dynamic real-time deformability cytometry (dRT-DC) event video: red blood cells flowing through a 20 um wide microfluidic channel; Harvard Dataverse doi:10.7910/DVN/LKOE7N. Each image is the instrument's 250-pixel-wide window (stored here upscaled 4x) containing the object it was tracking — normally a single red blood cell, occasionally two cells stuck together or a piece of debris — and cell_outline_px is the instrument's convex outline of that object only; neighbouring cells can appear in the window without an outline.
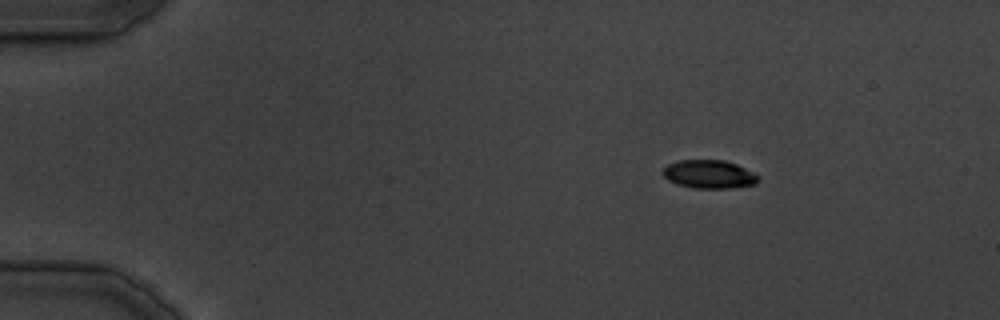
{"species": "common noctule bat (a hibernating species)", "species_latin": "Nyctalus noctula", "temperature_condition": "cold", "stored_images_in_passage": 30, "camera_frame_rate_fps": 3000, "um_per_image_px": 0.085, "animal": {"sex": "male", "body_mass_g": 19.5, "forearm_length_mm": 54.6}, "frame": {"image": 1, "passage_image": 1, "time_ms": 0.0, "image_size_px": [1000, 320], "cell_outline_px": [[760, 180], [756, 184], [728, 188], [692, 188], [676, 184], [668, 180], [664, 176], [664, 168], [668, 164], [680, 160], [724, 160], [736, 164], [756, 172], [760, 176]], "centroid_in_image_um": [60.33, 14.81], "position_along_channel_um": 24.7, "area_um2": 15.9}}
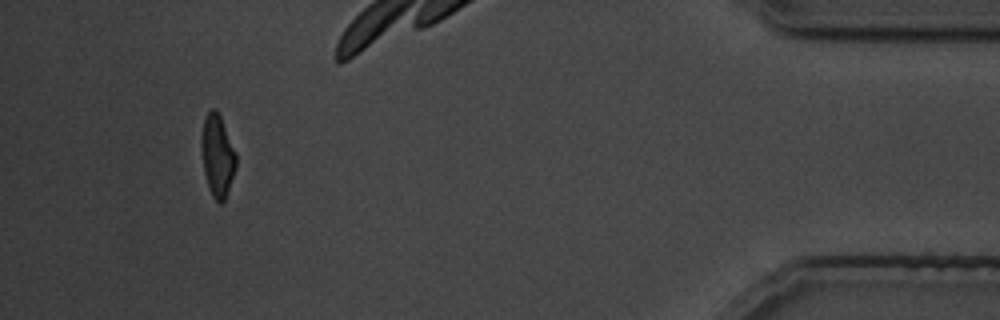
{"frame": {"image": 2, "passage_image": 28, "time_ms": 36.667, "image_size_px": [1000, 320], "cell_outline_px": [[236, 168], [224, 200], [220, 204], [212, 196], [204, 172], [200, 140], [200, 136], [204, 120], [208, 112], [212, 108], [216, 108], [220, 116], [236, 156]], "centroid_in_image_um": [18.46, 13.22], "position_along_channel_um": 416.7, "area_um2": 16.18}}